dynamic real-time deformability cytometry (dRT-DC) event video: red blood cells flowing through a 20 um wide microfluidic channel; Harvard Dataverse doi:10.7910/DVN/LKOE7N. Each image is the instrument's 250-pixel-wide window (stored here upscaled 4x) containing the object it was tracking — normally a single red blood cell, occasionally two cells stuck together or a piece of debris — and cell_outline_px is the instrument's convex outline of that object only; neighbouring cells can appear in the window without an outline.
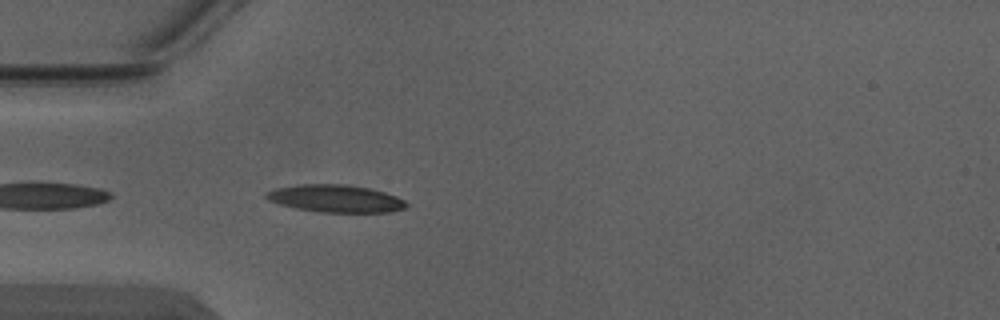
{"species": "Egyptian fruit bat (a non-hibernating species)", "species_latin": "Rousettus aegyptiacus", "temperature_condition": "warm", "stored_images_in_passage": 4, "camera_frame_rate_fps": 3000, "um_per_image_px": 0.085, "animal": {"sex": "male"}, "frame": {"image": 1, "passage_image": 4, "time_ms": 1.0, "image_size_px": [1000, 320], "cell_outline_px": [[408, 204], [404, 208], [392, 212], [320, 212], [296, 208], [280, 204], [268, 200], [264, 196], [264, 192], [276, 188], [300, 184], [348, 184], [372, 188], [396, 196], [404, 200]], "centroid_in_image_um": [28.52, 16.87], "position_along_channel_um": 56.5, "area_um2": 22.54}}